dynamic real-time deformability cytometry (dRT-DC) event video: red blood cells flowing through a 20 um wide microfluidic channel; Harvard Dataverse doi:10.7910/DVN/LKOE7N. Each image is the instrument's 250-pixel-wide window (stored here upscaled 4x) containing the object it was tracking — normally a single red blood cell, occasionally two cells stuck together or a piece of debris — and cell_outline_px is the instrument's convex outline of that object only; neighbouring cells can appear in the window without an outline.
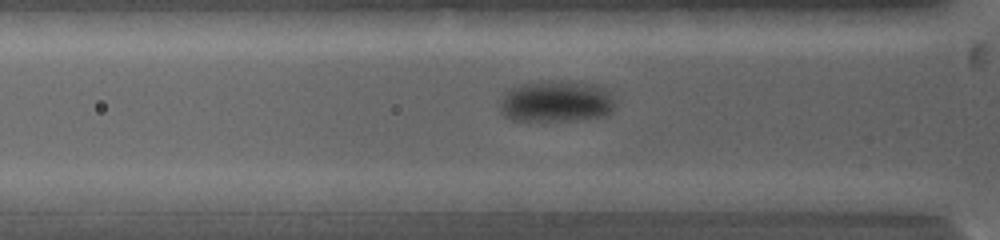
{"species": "common noctule bat (a hibernating species)", "species_latin": "Nyctalus noctula", "temperature_condition": "warm", "stored_images_in_passage": 53, "camera_frame_rate_fps": 5000, "um_per_image_px": 0.085, "animal": {"sex": "female", "body_mass_g": 19.0, "forearm_length_mm": 53.3}, "frame": {"image": 1, "passage_image": 10, "time_ms": 3.2, "image_size_px": [1000, 240], "cell_outline_px": [[616, 108], [612, 112], [604, 116], [576, 120], [512, 120], [504, 116], [500, 112], [496, 104], [504, 88], [520, 84], [548, 80], [580, 80], [596, 84], [604, 88], [608, 92], [616, 104]], "centroid_in_image_um": [47.21, 8.58], "position_along_channel_um": 78.6, "area_um2": 29.07}}
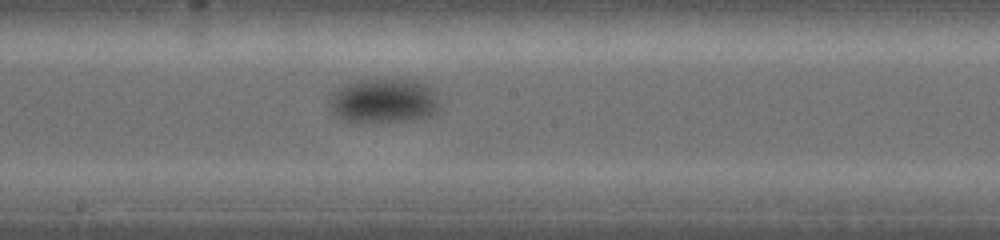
{"frame": {"image": 2, "passage_image": 27, "time_ms": 7.0, "image_size_px": [1000, 240], "cell_outline_px": [[440, 108], [436, 112], [428, 116], [412, 120], [360, 124], [336, 116], [332, 112], [328, 104], [332, 92], [344, 84], [376, 76], [416, 80], [428, 84], [436, 88], [440, 104]], "centroid_in_image_um": [32.65, 8.53], "position_along_channel_um": 215.5, "area_um2": 30.11}}
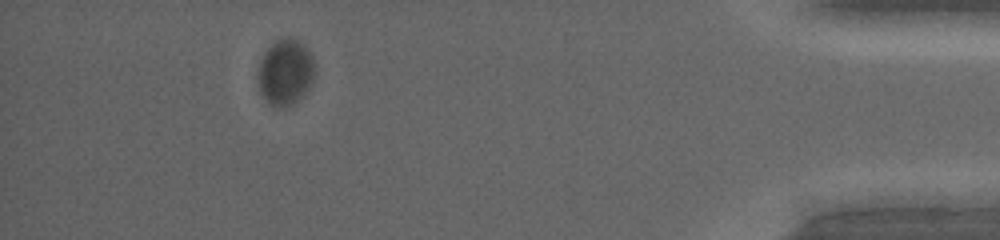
{"frame": {"image": 3, "passage_image": 46, "time_ms": 14.4, "image_size_px": [1000, 240], "cell_outline_px": [[316, 72], [312, 84], [304, 96], [292, 104], [284, 108], [280, 108], [272, 104], [260, 92], [260, 60], [264, 52], [276, 40], [288, 36], [292, 36], [300, 40], [308, 48], [316, 64]], "centroid_in_image_um": [24.35, 6.09], "position_along_channel_um": 410.9, "area_um2": 22.08}}